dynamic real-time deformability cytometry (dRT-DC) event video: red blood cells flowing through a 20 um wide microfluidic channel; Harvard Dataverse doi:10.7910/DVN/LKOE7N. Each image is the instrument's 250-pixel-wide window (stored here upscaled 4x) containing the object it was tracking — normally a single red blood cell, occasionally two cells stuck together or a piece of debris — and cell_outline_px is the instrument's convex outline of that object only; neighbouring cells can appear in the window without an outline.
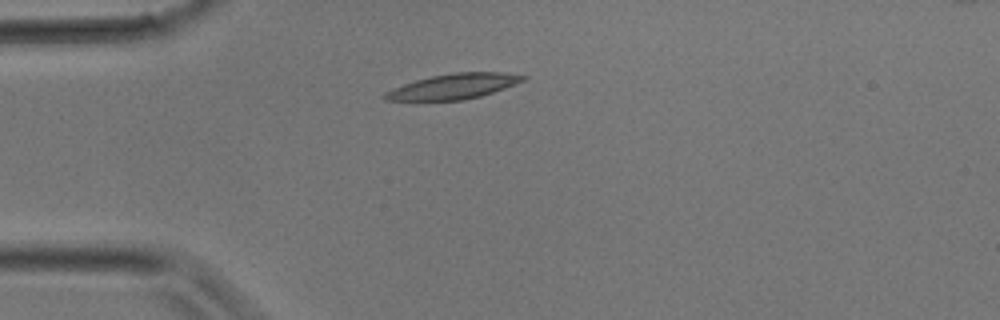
{"species": "common noctule bat (a hibernating species)", "species_latin": "Nyctalus noctula", "temperature_condition": "room temperature", "stored_images_in_passage": 25, "camera_frame_rate_fps": 3000, "um_per_image_px": 0.085, "animal": {"sex": "male", "body_mass_g": 17.9}, "frame": {"image": 1, "passage_image": 1, "time_ms": 0.0, "image_size_px": [1000, 320], "cell_outline_px": [[528, 76], [524, 80], [516, 84], [480, 96], [464, 100], [412, 104], [384, 100], [380, 96], [384, 92], [404, 84], [416, 80], [432, 76], [452, 72], [504, 72]], "centroid_in_image_um": [38.39, 7.4], "position_along_channel_um": 46.6, "area_um2": 21.39}}
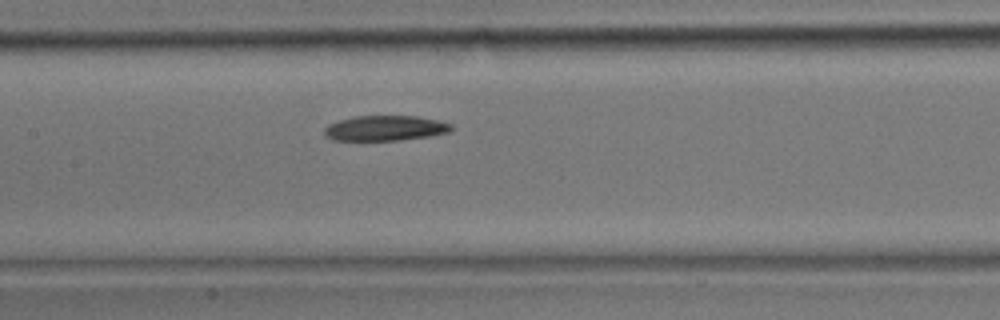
{"frame": {"image": 2, "passage_image": 8, "time_ms": 2.333, "image_size_px": [1000, 320], "cell_outline_px": [[452, 128], [448, 132], [428, 136], [400, 140], [332, 140], [324, 136], [324, 128], [328, 124], [340, 120], [356, 116], [416, 116], [440, 120], [452, 124]], "centroid_in_image_um": [32.72, 10.89], "position_along_channel_um": 174.7, "area_um2": 18.61}}
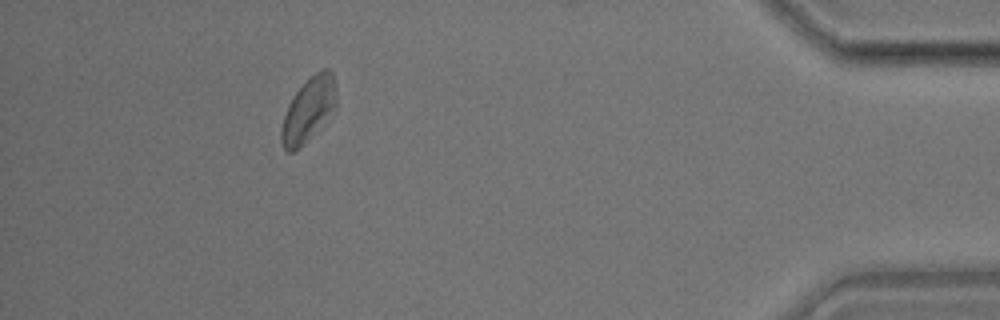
{"frame": {"image": 3, "passage_image": 22, "time_ms": 7.0, "image_size_px": [1000, 320], "cell_outline_px": [[336, 108], [300, 148], [292, 152], [288, 152], [284, 148], [280, 140], [280, 132], [284, 116], [288, 104], [296, 92], [316, 72], [324, 68], [328, 68], [332, 72], [336, 84]], "centroid_in_image_um": [26.23, 9.33], "position_along_channel_um": 409.0, "area_um2": 20.29}}